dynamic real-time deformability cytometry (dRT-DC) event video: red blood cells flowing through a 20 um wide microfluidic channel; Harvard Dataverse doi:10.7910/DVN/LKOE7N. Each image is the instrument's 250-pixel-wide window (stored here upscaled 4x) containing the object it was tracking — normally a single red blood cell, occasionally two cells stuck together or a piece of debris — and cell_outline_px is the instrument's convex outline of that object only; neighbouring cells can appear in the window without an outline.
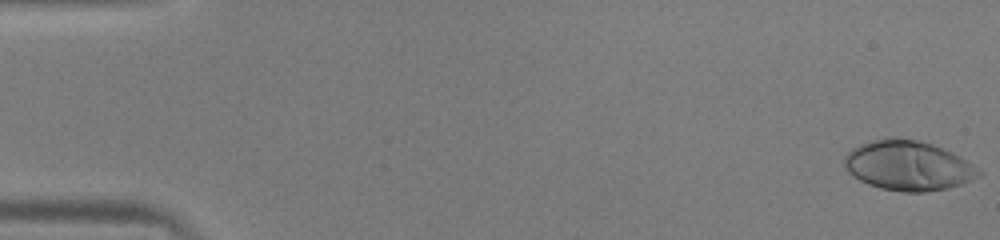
{"species": "human", "species_latin": "Homo sapiens", "temperature_condition": "warm", "stored_images_in_passage": 52, "camera_frame_rate_fps": 3000, "um_per_image_px": 0.085, "donor": {"sex": "male"}, "frame": {"image": 1, "passage_image": 1, "time_ms": 0.0, "image_size_px": [1000, 240], "cell_outline_px": [[984, 172], [980, 176], [972, 180], [948, 188], [924, 192], [904, 192], [880, 188], [868, 184], [852, 176], [848, 172], [844, 164], [844, 156], [852, 148], [860, 144], [872, 140], [888, 136], [916, 140], [932, 144], [952, 152], [960, 156]], "centroid_in_image_um": [77.19, 14.07], "position_along_channel_um": 7.8, "area_um2": 39.13}}
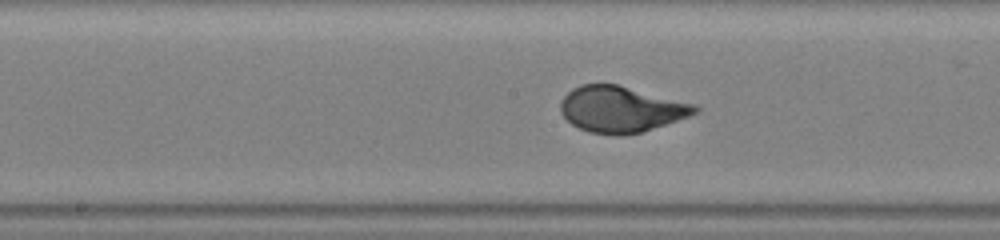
{"frame": {"image": 2, "passage_image": 27, "time_ms": 8.667, "image_size_px": [1000, 240], "cell_outline_px": [[700, 112], [640, 132], [620, 136], [616, 136], [588, 132], [572, 124], [560, 112], [560, 100], [572, 88], [580, 84], [616, 84], [696, 104], [700, 108]], "centroid_in_image_um": [52.76, 9.28], "position_along_channel_um": 195.4, "area_um2": 35.95}}
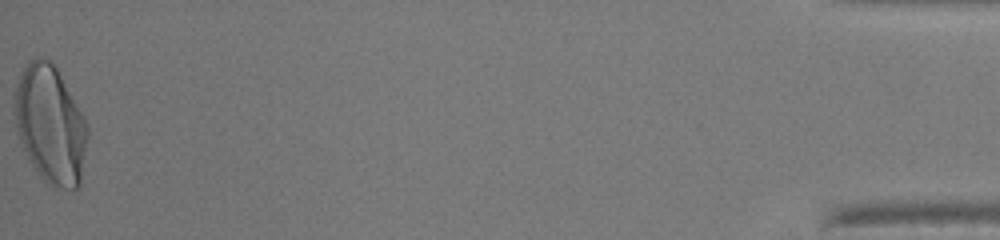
{"frame": {"image": 3, "passage_image": 52, "time_ms": 17.0, "image_size_px": [1000, 240], "cell_outline_px": [[88, 136], [80, 188], [64, 188], [48, 184], [40, 176], [28, 160], [20, 140], [12, 112], [12, 92], [20, 72], [28, 60], [36, 56], [44, 56], [52, 60], [56, 64], [84, 116], [88, 124]], "centroid_in_image_um": [4.25, 10.5], "position_along_channel_um": 431.0, "area_um2": 51.56}, "authors_computed_cell_mechanics": {"area_um2": 36.703, "velocity_mm_per_s": 4.0059, "shape_relaxation_time_tau1_ms": 3.8876, "shape_relaxation_time_tau2_ms": null, "deformation_change_tau1": 0.253, "deformation_change_tau2": null}}